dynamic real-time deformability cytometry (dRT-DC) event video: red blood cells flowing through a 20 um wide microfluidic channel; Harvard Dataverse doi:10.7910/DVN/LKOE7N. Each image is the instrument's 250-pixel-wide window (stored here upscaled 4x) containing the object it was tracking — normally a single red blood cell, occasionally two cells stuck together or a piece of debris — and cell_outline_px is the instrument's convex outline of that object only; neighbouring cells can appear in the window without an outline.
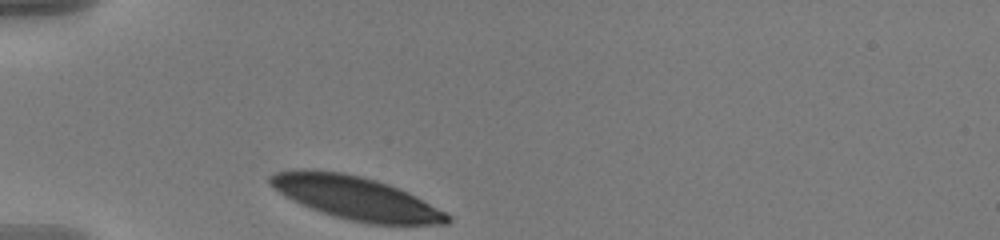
{"species": "human", "species_latin": "Homo sapiens", "temperature_condition": "warm", "stored_images_in_passage": 32, "camera_frame_rate_fps": 3000, "um_per_image_px": 0.085, "donor": {"sex": "male"}, "frame": {"image": 1, "passage_image": 1, "time_ms": 0.0, "image_size_px": [1000, 240], "cell_outline_px": [[452, 220], [448, 224], [368, 224], [336, 216], [312, 208], [280, 192], [268, 184], [268, 176], [276, 172], [304, 168], [344, 172], [376, 180], [388, 184], [408, 192], [448, 212], [452, 216]], "centroid_in_image_um": [30.3, 16.81], "position_along_channel_um": 54.7, "area_um2": 44.27}}
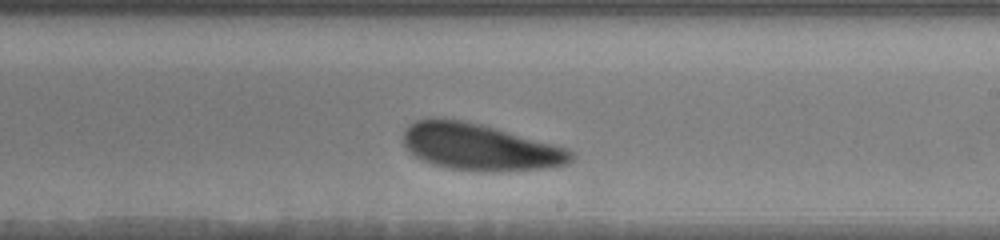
{"frame": {"image": 2, "passage_image": 19, "time_ms": 6.0, "image_size_px": [1000, 240], "cell_outline_px": [[576, 156], [568, 164], [552, 168], [496, 172], [476, 172], [448, 168], [432, 164], [420, 160], [408, 152], [404, 144], [404, 128], [408, 124], [416, 120], [460, 120], [480, 124], [496, 128], [552, 144], [576, 152]], "centroid_in_image_um": [40.8, 12.54], "position_along_channel_um": 248.2, "area_um2": 45.78}}
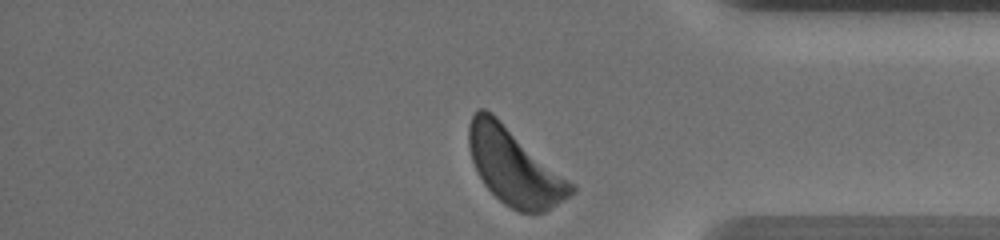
{"frame": {"image": 3, "passage_image": 32, "time_ms": 10.333, "image_size_px": [1000, 240], "cell_outline_px": [[576, 188], [568, 196], [544, 212], [532, 216], [516, 212], [504, 204], [484, 184], [472, 160], [468, 148], [468, 128], [472, 116], [480, 108], [484, 108], [492, 112], [576, 184]], "centroid_in_image_um": [43.73, 14.18], "position_along_channel_um": 391.5, "area_um2": 45.89}, "authors_computed_cell_mechanics": {"area_um2": 45.8354, "velocity_mm_per_s": 3.5382, "shape_relaxation_time_tau1_ms": 1.9257, "shape_relaxation_time_tau2_ms": 5.7765, "deformation_change_tau1": 0.1031, "deformation_change_tau2": 0.1562}}